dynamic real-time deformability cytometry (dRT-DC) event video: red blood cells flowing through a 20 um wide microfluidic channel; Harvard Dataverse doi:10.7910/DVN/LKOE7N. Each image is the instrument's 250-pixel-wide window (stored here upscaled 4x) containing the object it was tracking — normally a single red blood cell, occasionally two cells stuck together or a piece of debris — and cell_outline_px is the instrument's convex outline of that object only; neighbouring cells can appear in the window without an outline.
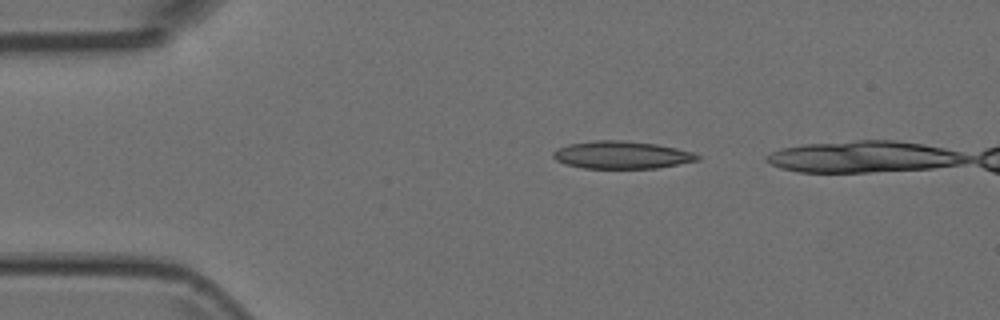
{"species": "Egyptian fruit bat (a non-hibernating species)", "species_latin": "Rousettus aegyptiacus", "temperature_condition": "room temperature", "stored_images_in_passage": 2, "camera_frame_rate_fps": 3000, "um_per_image_px": 0.085, "animal": {"sex": "female"}, "frame": {"image": 1, "passage_image": 1, "time_ms": 0.0, "image_size_px": [1000, 320], "cell_outline_px": [[700, 160], [656, 168], [584, 168], [564, 164], [556, 160], [552, 156], [552, 152], [568, 144], [596, 140], [624, 140], [656, 144], [676, 148], [692, 152], [700, 156]], "centroid_in_image_um": [52.83, 13.17], "position_along_channel_um": 32.2, "area_um2": 23.12}}